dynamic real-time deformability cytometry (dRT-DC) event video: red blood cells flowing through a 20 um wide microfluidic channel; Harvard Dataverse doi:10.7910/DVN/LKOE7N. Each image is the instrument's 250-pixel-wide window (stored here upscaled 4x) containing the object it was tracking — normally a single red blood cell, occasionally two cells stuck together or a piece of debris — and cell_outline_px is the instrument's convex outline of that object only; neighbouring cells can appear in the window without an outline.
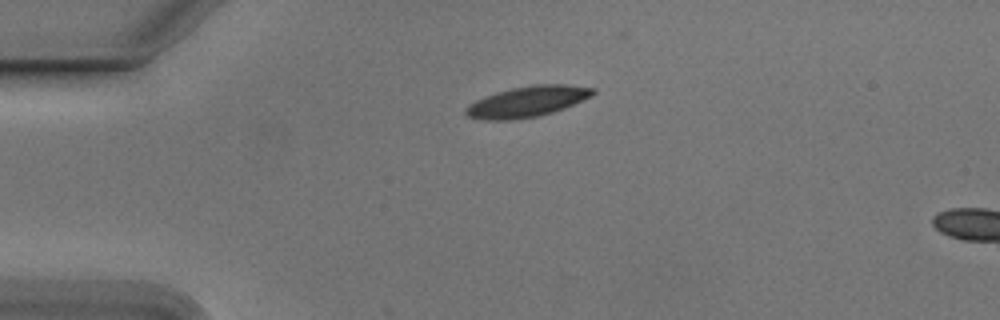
{"species": "Egyptian fruit bat (a non-hibernating species)", "species_latin": "Rousettus aegyptiacus", "temperature_condition": "cold", "stored_images_in_passage": 4, "camera_frame_rate_fps": 3000, "um_per_image_px": 0.085, "animal": {"sex": "male"}, "frame": {"image": 1, "passage_image": 1, "time_ms": 0.0, "image_size_px": [1000, 320], "cell_outline_px": [[596, 92], [592, 96], [564, 108], [552, 112], [536, 116], [508, 120], [484, 120], [468, 116], [464, 112], [464, 108], [468, 104], [484, 96], [496, 92], [512, 88], [536, 84], [568, 84], [596, 88]], "centroid_in_image_um": [44.82, 8.62], "position_along_channel_um": 40.2, "area_um2": 22.77}}